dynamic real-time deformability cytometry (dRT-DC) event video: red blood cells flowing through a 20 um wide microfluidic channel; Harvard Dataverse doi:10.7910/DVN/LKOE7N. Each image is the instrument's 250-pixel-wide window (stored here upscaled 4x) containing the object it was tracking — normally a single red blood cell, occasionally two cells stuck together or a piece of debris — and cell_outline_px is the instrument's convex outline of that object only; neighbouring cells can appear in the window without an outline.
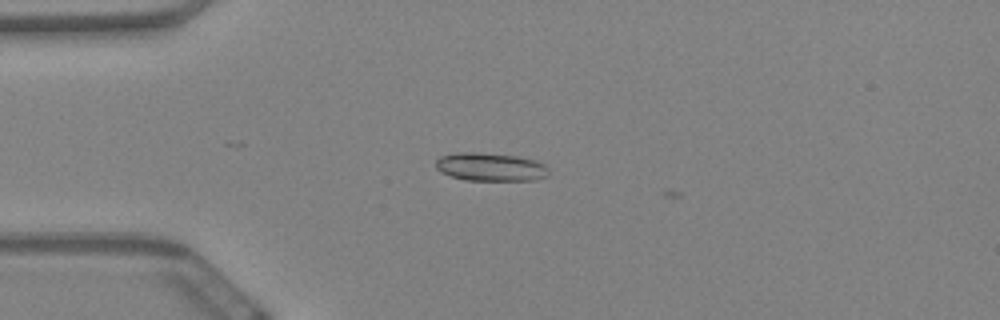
{"species": "Egyptian fruit bat (a non-hibernating species)", "species_latin": "Rousettus aegyptiacus", "temperature_condition": "warm", "stored_images_in_passage": 5, "camera_frame_rate_fps": 3000, "um_per_image_px": 0.085, "animal": {"sex": "female"}, "frame": {"image": 1, "passage_image": 2, "time_ms": 0.333, "image_size_px": [1000, 320], "cell_outline_px": [[548, 176], [536, 180], [464, 180], [440, 172], [436, 168], [436, 160], [440, 156], [456, 152], [476, 152], [516, 156], [536, 160], [544, 164], [548, 168]], "centroid_in_image_um": [41.69, 14.19], "position_along_channel_um": 43.3, "area_um2": 18.67}}